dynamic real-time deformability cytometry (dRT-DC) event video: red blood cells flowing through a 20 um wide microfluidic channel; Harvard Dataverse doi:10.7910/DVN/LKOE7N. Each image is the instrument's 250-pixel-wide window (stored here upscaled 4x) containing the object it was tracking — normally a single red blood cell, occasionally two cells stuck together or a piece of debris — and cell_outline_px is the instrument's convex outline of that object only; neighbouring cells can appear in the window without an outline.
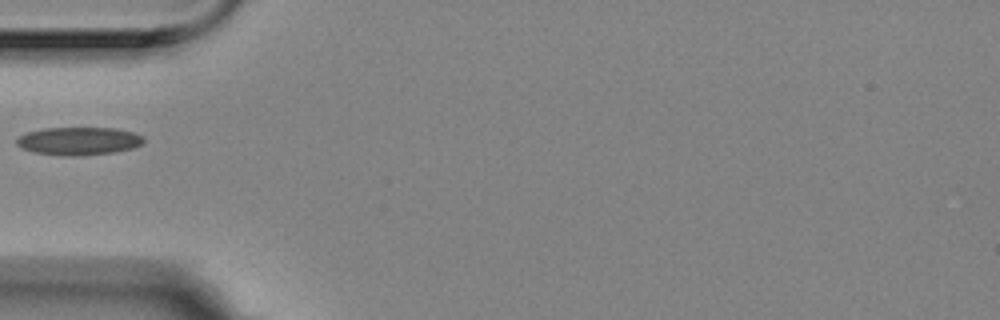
{"species": "Egyptian fruit bat (a non-hibernating species)", "species_latin": "Rousettus aegyptiacus", "temperature_condition": "room temperature", "stored_images_in_passage": 3, "camera_frame_rate_fps": 3000, "um_per_image_px": 0.085, "animal": {"sex": "female"}, "frame": {"image": 1, "passage_image": 2, "time_ms": 0.333, "image_size_px": [1000, 320], "cell_outline_px": [[144, 140], [140, 144], [132, 148], [112, 152], [72, 156], [32, 152], [16, 144], [16, 140], [20, 136], [28, 132], [44, 128], [116, 128], [136, 132], [144, 136]], "centroid_in_image_um": [6.72, 11.97], "position_along_channel_um": 78.3, "area_um2": 20.46}}
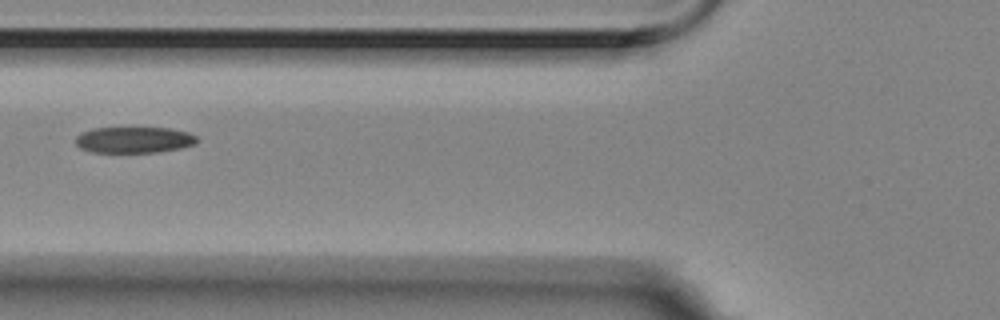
{"frame": {"image": 2, "passage_image": 3, "time_ms": 0.667, "image_size_px": [1000, 320], "cell_outline_px": [[200, 140], [196, 144], [180, 148], [156, 152], [92, 152], [80, 148], [76, 144], [76, 136], [80, 132], [92, 128], [168, 128], [188, 132], [196, 136]], "centroid_in_image_um": [11.39, 11.88], "position_along_channel_um": 114.4, "area_um2": 18.55}}